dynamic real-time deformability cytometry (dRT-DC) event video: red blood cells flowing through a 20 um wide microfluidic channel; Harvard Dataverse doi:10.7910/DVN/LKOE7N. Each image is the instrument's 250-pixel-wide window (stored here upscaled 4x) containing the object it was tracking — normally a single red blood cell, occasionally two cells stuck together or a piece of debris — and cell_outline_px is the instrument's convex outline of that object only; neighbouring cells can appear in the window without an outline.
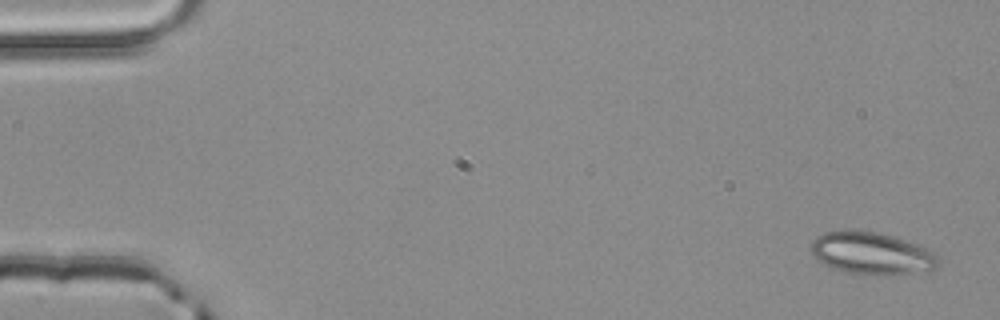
{"species": "common noctule bat (a hibernating species)", "species_latin": "Nyctalus noctula", "temperature_condition": "room temperature", "stored_images_in_passage": 4, "camera_frame_rate_fps": 3000, "um_per_image_px": 0.085, "animal": {"sex": "male", "body_mass_g": 20.4}, "frame": {"image": 1, "passage_image": 1, "time_ms": 0.0, "image_size_px": [1000, 320], "cell_outline_px": [[940, 260], [936, 268], [912, 272], [884, 276], [848, 272], [832, 268], [816, 260], [812, 252], [812, 240], [816, 236], [824, 232], [848, 228], [876, 232], [892, 236], [920, 244], [936, 252]], "centroid_in_image_um": [74.09, 21.5], "position_along_channel_um": 10.9, "area_um2": 31.79}}